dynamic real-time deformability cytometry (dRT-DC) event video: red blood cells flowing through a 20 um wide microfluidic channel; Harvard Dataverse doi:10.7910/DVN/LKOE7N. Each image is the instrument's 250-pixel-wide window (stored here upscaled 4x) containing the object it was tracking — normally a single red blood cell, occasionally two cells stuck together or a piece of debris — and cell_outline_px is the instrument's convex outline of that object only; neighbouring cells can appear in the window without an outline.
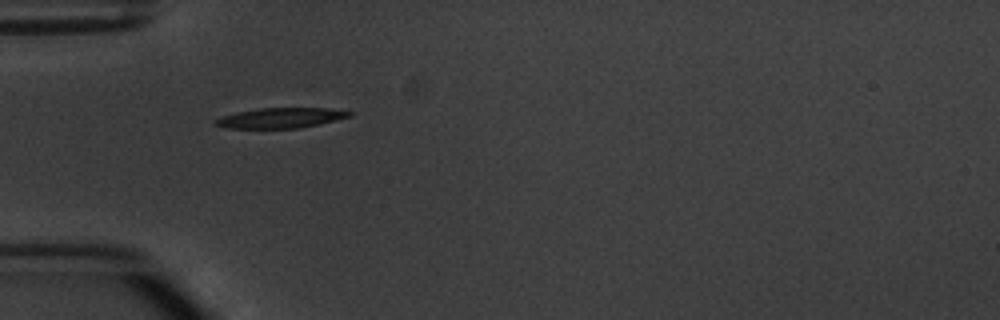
{"species": "common noctule bat (a hibernating species)", "species_latin": "Nyctalus noctula", "temperature_condition": "warm", "stored_images_in_passage": 2, "camera_frame_rate_fps": 3000, "um_per_image_px": 0.085, "animal": {"sex": "male", "body_mass_g": 20.1, "forearm_length_mm": 53.5}, "frame": {"image": 1, "passage_image": 1, "time_ms": 0.0, "image_size_px": [1000, 320], "cell_outline_px": [[356, 112], [352, 116], [300, 128], [228, 128], [212, 124], [212, 120], [236, 112], [260, 108], [324, 108]], "centroid_in_image_um": [23.84, 10.02], "position_along_channel_um": 61.2, "area_um2": 15.72}}